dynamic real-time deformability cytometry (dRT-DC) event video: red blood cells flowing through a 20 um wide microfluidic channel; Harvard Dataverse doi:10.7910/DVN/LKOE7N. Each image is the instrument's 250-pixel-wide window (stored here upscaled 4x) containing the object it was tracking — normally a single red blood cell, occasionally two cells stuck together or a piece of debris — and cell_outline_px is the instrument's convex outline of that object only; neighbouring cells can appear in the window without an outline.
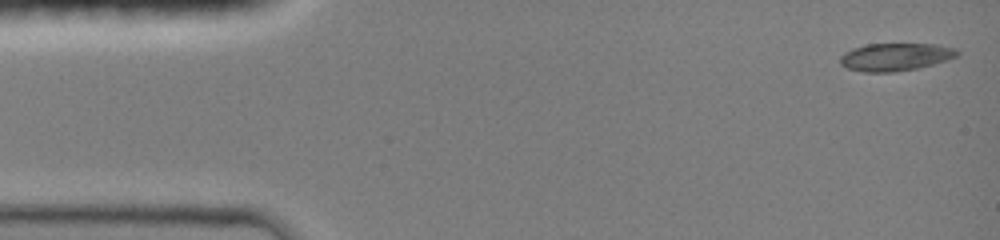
{"species": "common noctule bat (a hibernating species)", "species_latin": "Nyctalus noctula", "temperature_condition": "room temperature", "stored_images_in_passage": 17, "camera_frame_rate_fps": 3000, "um_per_image_px": 0.085, "animal": {"sex": "female", "body_mass_g": 19.0, "forearm_length_mm": 51.5}, "frame": {"image": 1, "passage_image": 1, "time_ms": 0.0, "image_size_px": [1000, 240], "cell_outline_px": [[960, 52], [956, 56], [932, 64], [916, 68], [896, 72], [864, 72], [848, 68], [840, 64], [840, 56], [844, 52], [852, 48], [868, 44], [936, 44], [956, 48]], "centroid_in_image_um": [76.08, 4.83], "position_along_channel_um": 8.9, "area_um2": 18.79}}
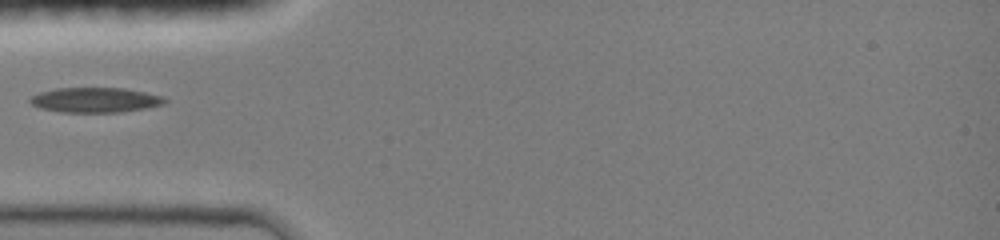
{"frame": {"image": 2, "passage_image": 10, "time_ms": 4.333, "image_size_px": [1000, 240], "cell_outline_px": [[168, 100], [164, 104], [144, 108], [120, 112], [60, 112], [40, 108], [32, 104], [28, 100], [32, 96], [40, 92], [56, 88], [124, 88], [144, 92], [160, 96]], "centroid_in_image_um": [8.07, 8.5], "position_along_channel_um": 76.9, "area_um2": 19.42}}
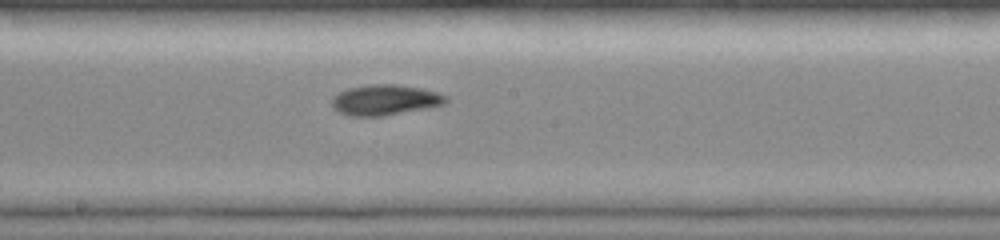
{"frame": {"image": 3, "passage_image": 17, "time_ms": 7.667, "image_size_px": [1000, 240], "cell_outline_px": [[448, 100], [444, 104], [428, 108], [384, 116], [352, 116], [340, 112], [332, 108], [332, 100], [340, 92], [348, 88], [372, 84], [396, 84], [420, 88], [440, 92], [448, 96]], "centroid_in_image_um": [32.78, 8.49], "position_along_channel_um": 215.4, "area_um2": 20.29}}